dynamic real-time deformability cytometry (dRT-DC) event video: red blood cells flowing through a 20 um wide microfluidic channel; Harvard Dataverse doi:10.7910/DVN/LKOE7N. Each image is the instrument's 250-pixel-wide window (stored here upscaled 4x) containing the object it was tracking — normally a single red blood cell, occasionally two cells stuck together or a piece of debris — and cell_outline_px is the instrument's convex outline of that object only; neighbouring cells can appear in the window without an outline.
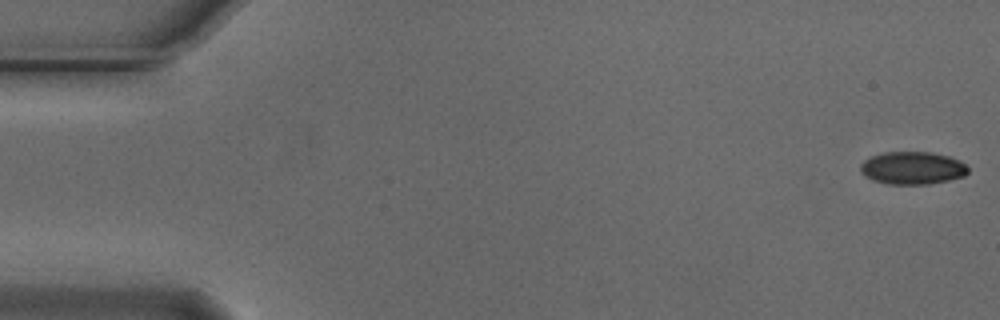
{"species": "Egyptian fruit bat (a non-hibernating species)", "species_latin": "Rousettus aegyptiacus", "temperature_condition": "cold", "stored_images_in_passage": 55, "camera_frame_rate_fps": 3000, "um_per_image_px": 0.085, "animal": {"sex": "male"}, "frame": {"image": 1, "passage_image": 1, "time_ms": 0.0, "image_size_px": [1000, 320], "cell_outline_px": [[968, 172], [964, 176], [948, 180], [928, 184], [888, 184], [872, 180], [864, 176], [860, 172], [860, 164], [864, 160], [872, 156], [884, 152], [932, 152], [952, 156], [960, 160], [968, 168]], "centroid_in_image_um": [77.55, 14.27], "position_along_channel_um": 7.4, "area_um2": 20.69}}
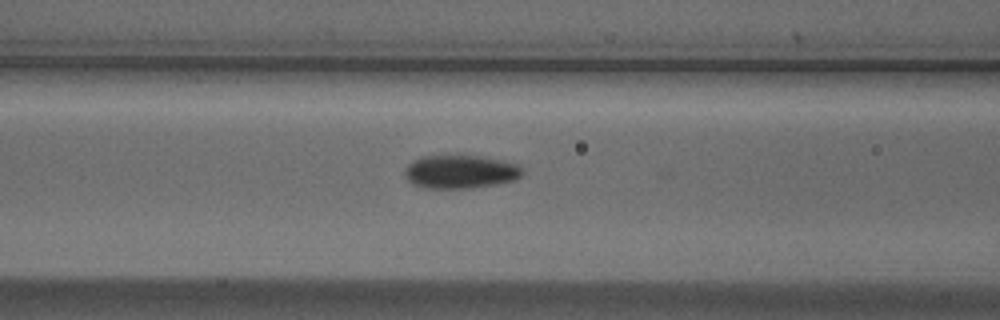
{"frame": {"image": 2, "passage_image": 22, "time_ms": 7.0, "image_size_px": [1000, 320], "cell_outline_px": [[524, 172], [516, 180], [496, 184], [472, 188], [424, 188], [412, 184], [404, 176], [404, 172], [408, 164], [412, 160], [420, 156], [480, 156], [520, 164], [524, 168]], "centroid_in_image_um": [39.14, 14.6], "position_along_channel_um": 127.5, "area_um2": 23.12}}
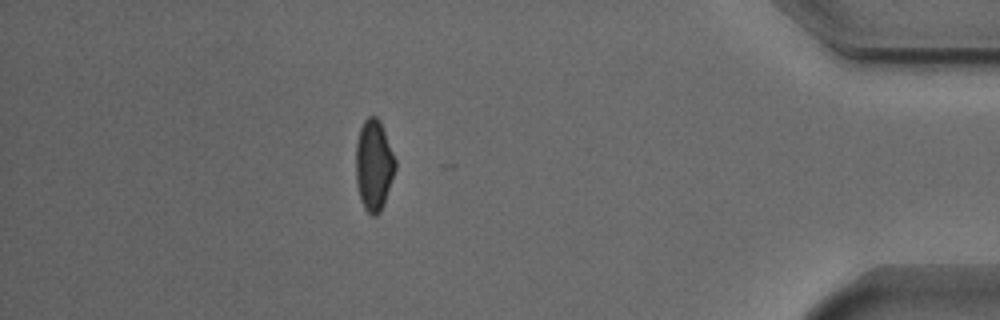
{"frame": {"image": 3, "passage_image": 48, "time_ms": 15.667, "image_size_px": [1000, 320], "cell_outline_px": [[396, 168], [384, 204], [380, 212], [376, 216], [372, 216], [364, 208], [360, 200], [356, 184], [356, 144], [360, 128], [364, 120], [368, 116], [376, 116], [380, 120], [396, 160]], "centroid_in_image_um": [31.77, 14.05], "position_along_channel_um": 403.4, "area_um2": 21.04}, "authors_computed_cell_mechanics": {"area_um2": 21.4438, "velocity_mm_per_s": 3.7368, "shape_relaxation_time_tau1_ms": 3.0557, "shape_relaxation_time_tau2_ms": 2.0178, "deformation_change_tau1": 0.1211, "deformation_change_tau2": 0.0608}}